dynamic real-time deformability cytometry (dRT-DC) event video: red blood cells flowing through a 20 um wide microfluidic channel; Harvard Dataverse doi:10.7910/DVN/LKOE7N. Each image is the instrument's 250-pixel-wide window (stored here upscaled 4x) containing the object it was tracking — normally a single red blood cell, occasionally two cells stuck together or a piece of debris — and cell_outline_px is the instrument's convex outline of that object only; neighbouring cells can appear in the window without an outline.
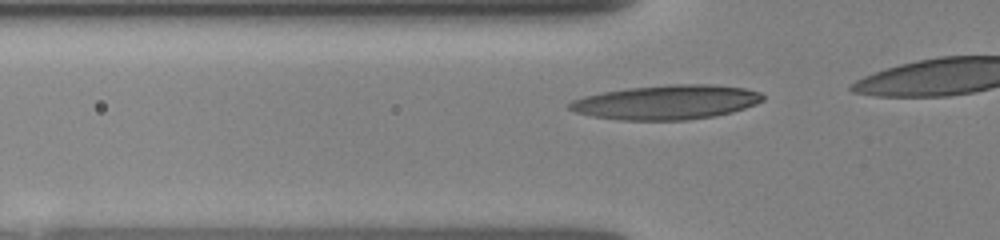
{"species": "human", "species_latin": "Homo sapiens", "temperature_condition": "room temperature", "stored_images_in_passage": 9, "camera_frame_rate_fps": 3000, "um_per_image_px": 0.085, "donor": {"sex": "female"}, "frame": {"image": 1, "passage_image": 4, "time_ms": 1.0, "image_size_px": [1000, 240], "cell_outline_px": [[764, 100], [756, 104], [732, 112], [712, 116], [684, 120], [620, 120], [592, 116], [576, 112], [568, 108], [564, 104], [572, 100], [584, 96], [604, 92], [628, 88], [672, 84], [712, 84], [744, 88], [760, 92], [764, 96]], "centroid_in_image_um": [56.63, 8.68], "position_along_channel_um": 69.2, "area_um2": 38.73}}